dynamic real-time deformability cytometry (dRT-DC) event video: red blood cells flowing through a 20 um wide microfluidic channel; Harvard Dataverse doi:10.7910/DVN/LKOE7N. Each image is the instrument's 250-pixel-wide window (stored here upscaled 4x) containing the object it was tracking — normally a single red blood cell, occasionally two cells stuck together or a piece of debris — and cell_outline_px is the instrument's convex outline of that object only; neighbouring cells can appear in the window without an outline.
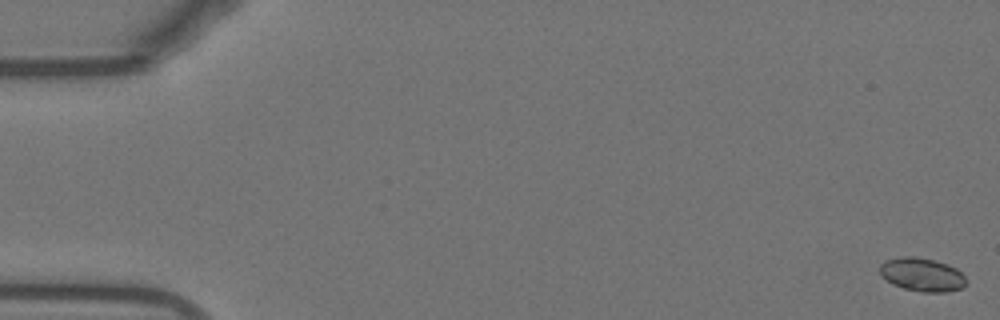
{"species": "Egyptian fruit bat (a non-hibernating species)", "species_latin": "Rousettus aegyptiacus", "temperature_condition": "warm", "stored_images_in_passage": 54, "camera_frame_rate_fps": 3000, "um_per_image_px": 0.085, "animal": {"sex": "female"}, "frame": {"image": 1, "passage_image": 1, "time_ms": 0.0, "image_size_px": [1000, 320], "cell_outline_px": [[964, 284], [960, 288], [948, 292], [920, 292], [904, 288], [892, 284], [880, 276], [880, 264], [884, 260], [900, 256], [916, 256], [936, 260], [948, 264], [956, 268], [964, 276]], "centroid_in_image_um": [78.32, 23.32], "position_along_channel_um": 6.7, "area_um2": 16.99}}
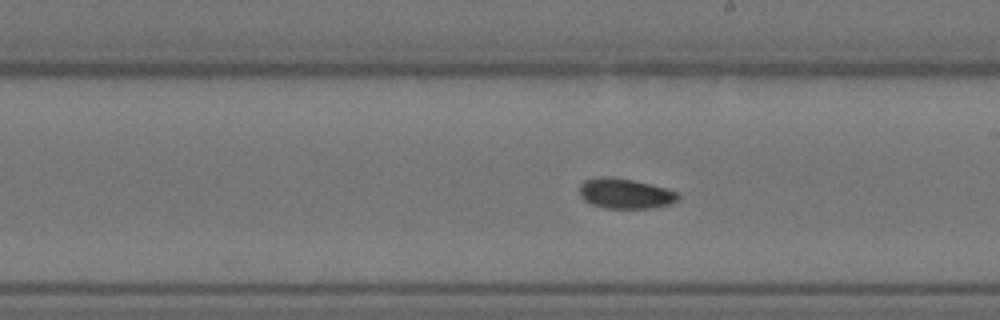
{"frame": {"image": 2, "passage_image": 31, "time_ms": 10.0, "image_size_px": [1000, 320], "cell_outline_px": [[680, 196], [676, 200], [668, 204], [652, 208], [604, 208], [592, 204], [584, 200], [580, 196], [580, 184], [584, 180], [600, 176], [612, 176], [652, 184], [680, 192]], "centroid_in_image_um": [53.14, 16.43], "position_along_channel_um": 235.9, "area_um2": 17.46}}
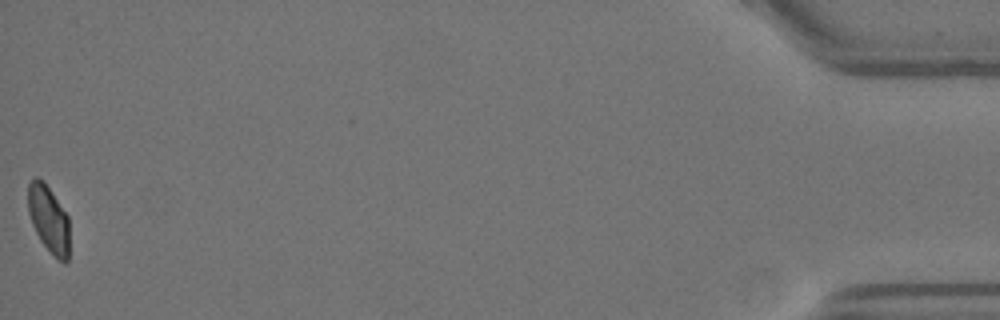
{"frame": {"image": 3, "passage_image": 54, "time_ms": 17.667, "image_size_px": [1000, 320], "cell_outline_px": [[68, 260], [64, 264], [56, 260], [40, 240], [32, 224], [28, 212], [28, 184], [32, 176], [36, 176], [52, 192], [68, 216]], "centroid_in_image_um": [4.12, 18.65], "position_along_channel_um": 431.1, "area_um2": 16.18}, "authors_computed_cell_mechanics": {"area_um2": 16.9643, "velocity_mm_per_s": 3.819, "shape_relaxation_time_tau1_ms": 7.3613, "shape_relaxation_time_tau2_ms": 6.9299, "deformation_change_tau1": 0.1681, "deformation_change_tau2": 0.0986}}